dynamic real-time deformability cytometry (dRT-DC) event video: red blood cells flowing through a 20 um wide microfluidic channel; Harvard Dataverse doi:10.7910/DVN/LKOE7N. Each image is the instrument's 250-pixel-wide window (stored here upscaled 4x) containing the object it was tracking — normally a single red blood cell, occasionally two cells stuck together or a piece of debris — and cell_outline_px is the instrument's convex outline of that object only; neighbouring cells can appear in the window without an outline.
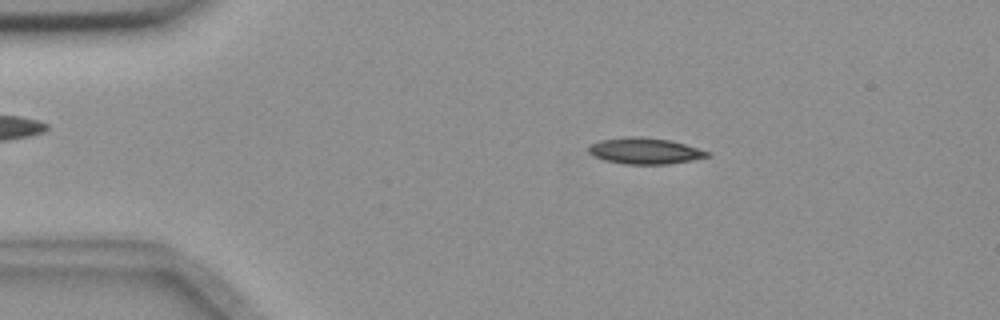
{"species": "common noctule bat (a hibernating species)", "species_latin": "Nyctalus noctula", "temperature_condition": "room temperature", "stored_images_in_passage": 3, "camera_frame_rate_fps": 3000, "um_per_image_px": 0.085, "animal": {"sex": "female", "body_mass_g": 18.4}, "frame": {"image": 1, "passage_image": 2, "time_ms": 0.333, "image_size_px": [1000, 320], "cell_outline_px": [[712, 156], [692, 160], [668, 164], [624, 164], [604, 160], [592, 156], [588, 152], [588, 148], [592, 144], [600, 140], [632, 136], [640, 136], [668, 140], [684, 144], [712, 152]], "centroid_in_image_um": [54.83, 12.83], "position_along_channel_um": 30.2, "area_um2": 18.15}}